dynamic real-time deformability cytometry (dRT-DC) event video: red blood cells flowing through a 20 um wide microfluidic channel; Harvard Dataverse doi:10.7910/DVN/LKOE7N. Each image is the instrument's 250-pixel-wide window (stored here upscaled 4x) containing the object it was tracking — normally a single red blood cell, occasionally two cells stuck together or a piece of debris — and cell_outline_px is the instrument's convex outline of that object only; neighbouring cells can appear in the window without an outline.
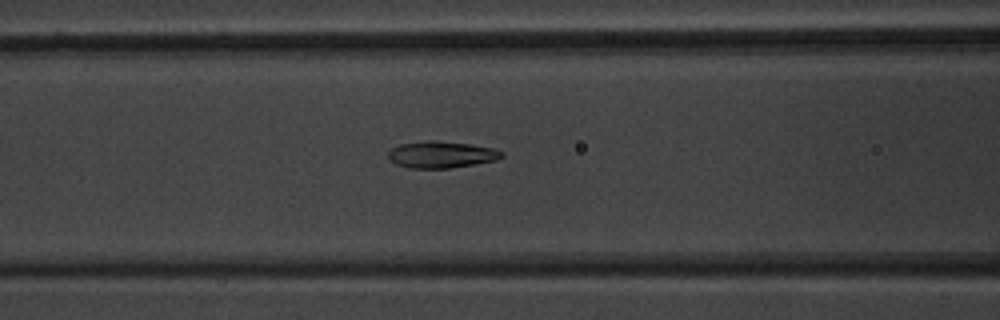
{"species": "common noctule bat (a hibernating species)", "species_latin": "Nyctalus noctula", "temperature_condition": "warm", "stored_images_in_passage": 45, "camera_frame_rate_fps": 3000, "um_per_image_px": 0.085, "animal": {"sex": "male", "body_mass_g": 20.1, "forearm_length_mm": 53.5}, "frame": {"image": 1, "passage_image": 23, "time_ms": 7.333, "image_size_px": [1000, 320], "cell_outline_px": [[504, 156], [496, 160], [448, 168], [408, 168], [396, 164], [388, 160], [388, 152], [392, 148], [400, 144], [428, 140], [436, 140], [472, 144], [496, 148], [504, 152]], "centroid_in_image_um": [37.52, 13.13], "position_along_channel_um": 129.1, "area_um2": 17.8}}
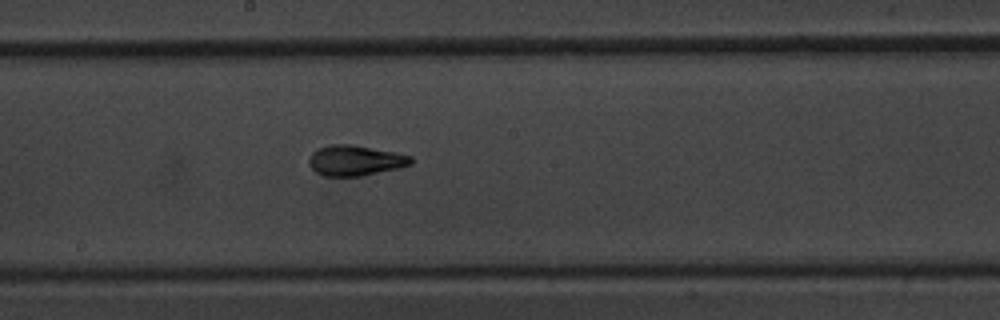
{"frame": {"image": 2, "passage_image": 30, "time_ms": 9.667, "image_size_px": [1000, 320], "cell_outline_px": [[412, 164], [396, 168], [360, 176], [324, 176], [316, 172], [308, 164], [308, 160], [312, 152], [316, 148], [332, 144], [352, 144], [412, 156]], "centroid_in_image_um": [30.13, 13.63], "position_along_channel_um": 218.1, "area_um2": 17.92}}
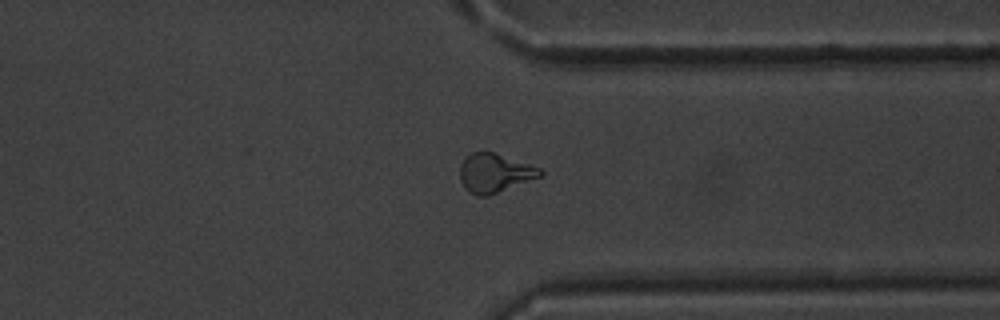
{"frame": {"image": 3, "passage_image": 42, "time_ms": 13.667, "image_size_px": [1000, 320], "cell_outline_px": [[544, 176], [488, 196], [480, 196], [468, 192], [464, 188], [460, 180], [460, 164], [472, 152], [492, 152], [540, 168], [544, 172]], "centroid_in_image_um": [42.06, 14.73], "position_along_channel_um": 369.3, "area_um2": 18.15}}